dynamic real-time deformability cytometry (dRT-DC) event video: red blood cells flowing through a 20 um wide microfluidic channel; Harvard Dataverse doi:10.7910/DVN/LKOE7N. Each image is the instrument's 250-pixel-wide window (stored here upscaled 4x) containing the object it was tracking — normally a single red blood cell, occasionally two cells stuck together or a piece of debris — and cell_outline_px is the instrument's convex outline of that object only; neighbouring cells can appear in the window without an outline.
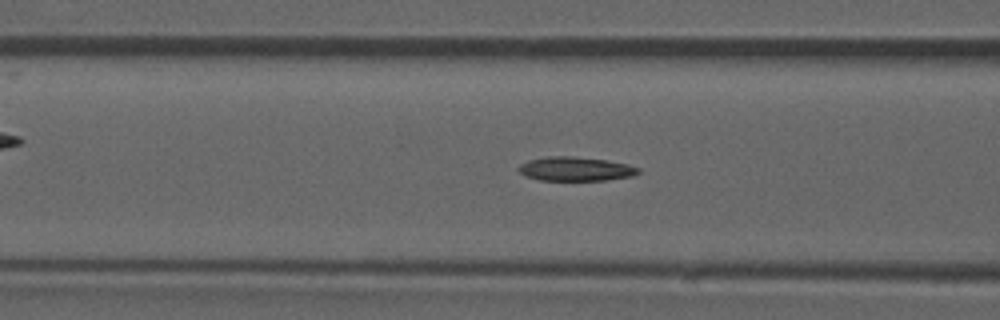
{"species": "common noctule bat (a hibernating species)", "species_latin": "Nyctalus noctula", "temperature_condition": "room temperature", "stored_images_in_passage": 26, "camera_frame_rate_fps": 3000, "um_per_image_px": 0.085, "animal": {"sex": "male", "forearm_length_mm": 52.5}, "frame": {"image": 1, "passage_image": 6, "time_ms": 1.667, "image_size_px": [1000, 320], "cell_outline_px": [[640, 172], [632, 176], [604, 180], [540, 180], [524, 176], [516, 168], [520, 164], [528, 160], [544, 156], [572, 156], [604, 160], [628, 164], [640, 168]], "centroid_in_image_um": [48.88, 14.35], "position_along_channel_um": 117.7, "area_um2": 16.82}}